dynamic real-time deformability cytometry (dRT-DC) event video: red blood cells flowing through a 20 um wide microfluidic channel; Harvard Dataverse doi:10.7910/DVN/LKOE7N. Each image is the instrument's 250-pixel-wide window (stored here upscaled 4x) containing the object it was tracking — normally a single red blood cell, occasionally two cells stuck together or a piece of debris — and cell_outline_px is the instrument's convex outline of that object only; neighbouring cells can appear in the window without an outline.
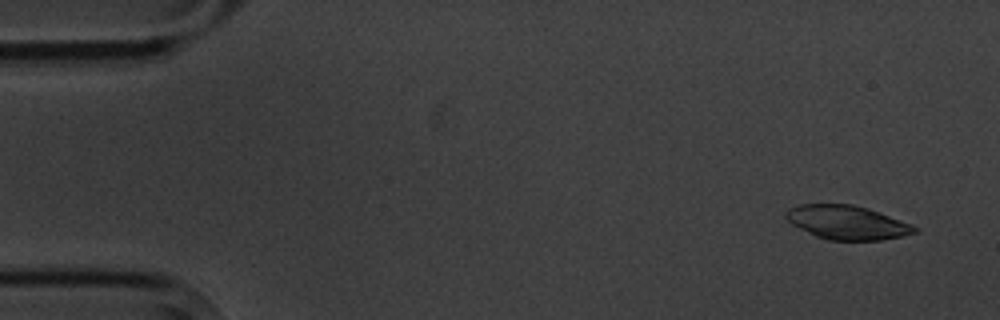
{"species": "common noctule bat (a hibernating species)", "species_latin": "Nyctalus noctula", "temperature_condition": "cold", "stored_images_in_passage": 4, "camera_frame_rate_fps": 3000, "um_per_image_px": 0.085, "animal": {"sex": "male", "body_mass_g": 20.1, "forearm_length_mm": 53.5}, "frame": {"image": 1, "passage_image": 1, "time_ms": 0.0, "image_size_px": [1000, 320], "cell_outline_px": [[920, 232], [904, 236], [880, 240], [828, 240], [816, 236], [792, 224], [784, 216], [784, 212], [788, 208], [800, 204], [852, 204], [868, 208], [912, 224], [920, 228]], "centroid_in_image_um": [72.03, 18.91], "position_along_channel_um": 13.0, "area_um2": 25.61}}
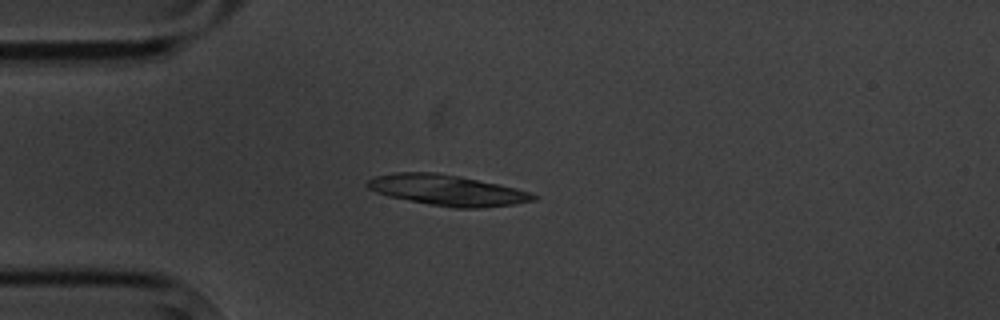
{"frame": {"image": 2, "passage_image": 4, "time_ms": 3.667, "image_size_px": [1000, 320], "cell_outline_px": [[540, 196], [536, 200], [512, 204], [480, 208], [452, 208], [388, 196], [376, 192], [368, 188], [364, 184], [368, 180], [376, 176], [392, 172], [436, 172], [460, 176], [516, 188], [532, 192]], "centroid_in_image_um": [38.02, 16.16], "position_along_channel_um": 47.0, "area_um2": 29.71}}